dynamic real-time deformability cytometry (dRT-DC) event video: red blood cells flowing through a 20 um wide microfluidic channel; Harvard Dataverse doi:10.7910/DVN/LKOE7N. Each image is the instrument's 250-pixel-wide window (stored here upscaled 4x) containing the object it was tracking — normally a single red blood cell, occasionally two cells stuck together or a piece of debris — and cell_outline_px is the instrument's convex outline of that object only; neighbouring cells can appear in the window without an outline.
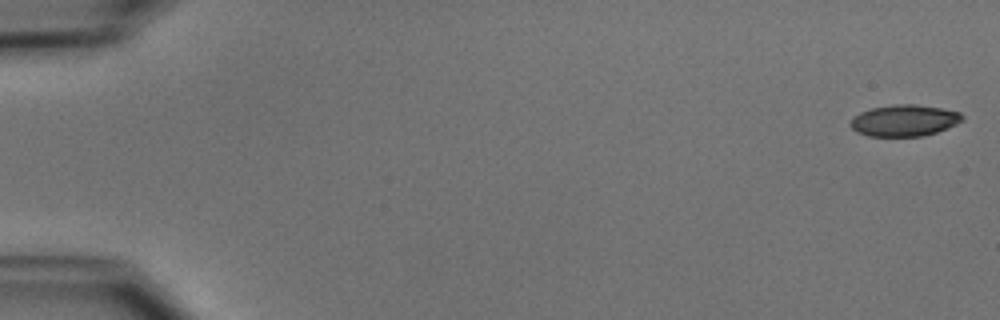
{"species": "common noctule bat (a hibernating species)", "species_latin": "Nyctalus noctula", "temperature_condition": "cold", "stored_images_in_passage": 51, "camera_frame_rate_fps": 3000, "um_per_image_px": 0.085, "animal": {"sex": "male", "body_mass_g": 15.6}, "frame": {"image": 1, "passage_image": 1, "time_ms": 0.0, "image_size_px": [1000, 320], "cell_outline_px": [[964, 120], [956, 124], [936, 132], [924, 136], [868, 136], [856, 132], [848, 124], [860, 112], [872, 108], [892, 104], [916, 104], [940, 108], [960, 112], [964, 116]], "centroid_in_image_um": [76.87, 10.24], "position_along_channel_um": 8.1, "area_um2": 20.52}}
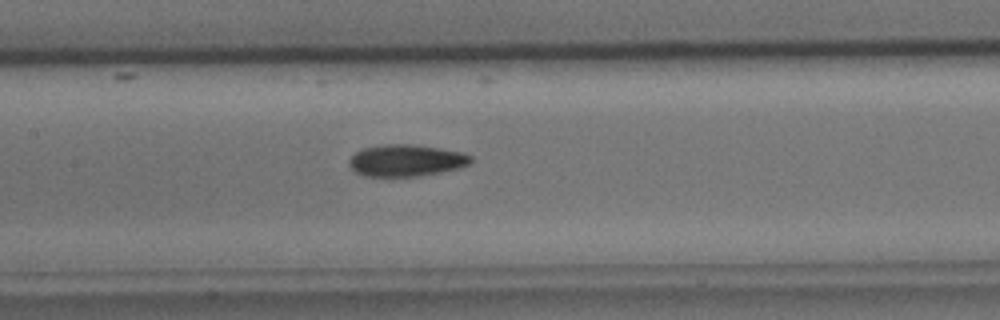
{"frame": {"image": 2, "passage_image": 25, "time_ms": 8.0, "image_size_px": [1000, 320], "cell_outline_px": [[472, 160], [468, 164], [460, 168], [420, 176], [364, 176], [356, 172], [348, 164], [348, 160], [360, 148], [384, 144], [408, 144], [440, 148], [460, 152], [472, 156]], "centroid_in_image_um": [34.49, 13.63], "position_along_channel_um": 172.9, "area_um2": 22.54}}
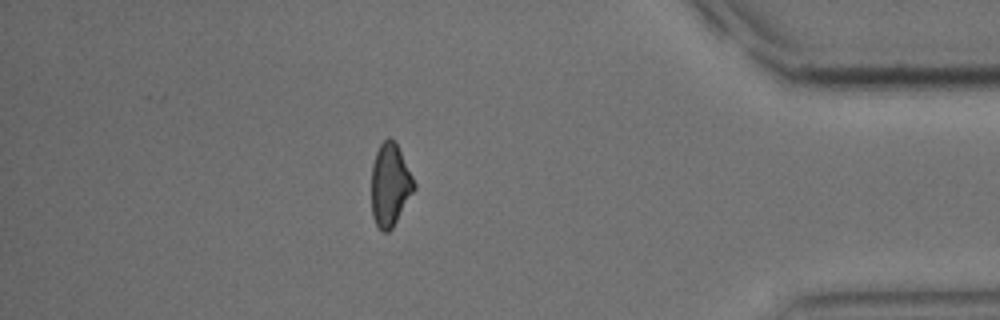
{"frame": {"image": 3, "passage_image": 45, "time_ms": 14.667, "image_size_px": [1000, 320], "cell_outline_px": [[416, 188], [392, 228], [388, 232], [384, 232], [376, 224], [372, 216], [372, 164], [376, 152], [380, 144], [388, 136], [396, 144], [416, 184]], "centroid_in_image_um": [33.15, 15.73], "position_along_channel_um": 402.1, "area_um2": 20.23}, "authors_computed_cell_mechanics": {"area_um2": 21.4438, "velocity_mm_per_s": 3.9457, "shape_relaxation_time_tau1_ms": 6.6128, "shape_relaxation_time_tau2_ms": 4.4033, "deformation_change_tau1": 0.1515, "deformation_change_tau2": 0.106}}